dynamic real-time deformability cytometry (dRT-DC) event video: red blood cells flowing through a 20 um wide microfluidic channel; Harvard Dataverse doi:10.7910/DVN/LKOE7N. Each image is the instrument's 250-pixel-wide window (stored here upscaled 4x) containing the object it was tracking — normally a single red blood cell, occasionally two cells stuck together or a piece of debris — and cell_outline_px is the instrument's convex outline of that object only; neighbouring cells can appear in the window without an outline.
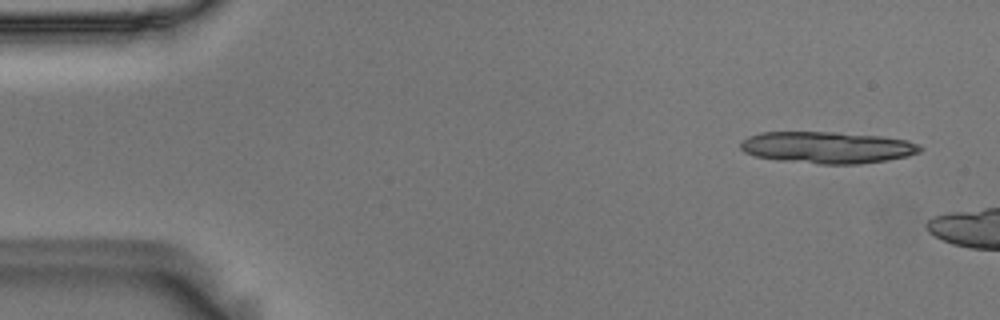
{"species": "Egyptian fruit bat (a non-hibernating species)", "species_latin": "Rousettus aegyptiacus", "temperature_condition": "room temperature", "stored_images_in_passage": 8, "camera_frame_rate_fps": 3000, "um_per_image_px": 0.085, "animal": {"sex": "male"}, "frame": {"image": 1, "passage_image": 1, "time_ms": 0.0, "image_size_px": [1000, 320], "cell_outline_px": [[924, 148], [920, 152], [908, 156], [860, 164], [820, 164], [780, 160], [756, 156], [744, 152], [740, 148], [740, 144], [748, 136], [760, 132], [836, 132], [880, 136], [908, 140], [920, 144]], "centroid_in_image_um": [70.35, 12.53], "position_along_channel_um": 14.6, "area_um2": 33.23}}